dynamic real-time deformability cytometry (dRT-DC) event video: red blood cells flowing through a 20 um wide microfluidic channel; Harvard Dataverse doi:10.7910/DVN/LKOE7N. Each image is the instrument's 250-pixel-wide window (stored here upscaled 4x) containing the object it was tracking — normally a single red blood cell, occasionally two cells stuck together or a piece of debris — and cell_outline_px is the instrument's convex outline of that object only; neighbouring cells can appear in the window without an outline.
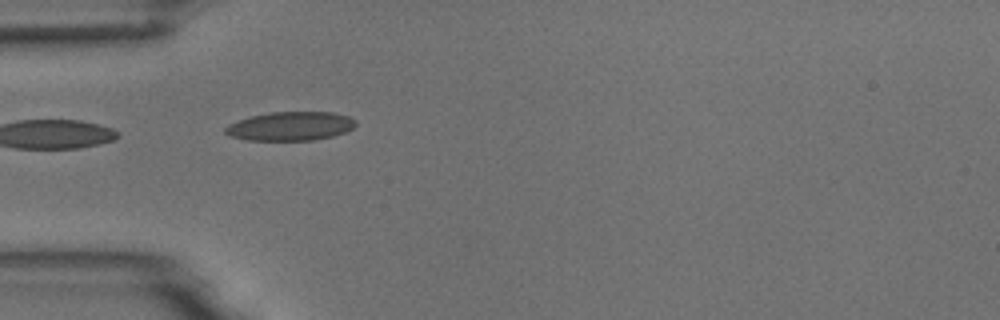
{"species": "common noctule bat (a hibernating species)", "species_latin": "Nyctalus noctula", "temperature_condition": "room temperature", "stored_images_in_passage": 15, "camera_frame_rate_fps": 3000, "um_per_image_px": 0.085, "animal": {"sex": "male", "body_mass_g": 18.8}, "frame": {"image": 1, "passage_image": 5, "time_ms": 5.333, "image_size_px": [1000, 320], "cell_outline_px": [[356, 124], [352, 128], [344, 132], [332, 136], [312, 140], [248, 140], [228, 136], [224, 132], [224, 128], [228, 124], [252, 116], [268, 112], [332, 112], [348, 116], [356, 120]], "centroid_in_image_um": [24.66, 10.72], "position_along_channel_um": 60.3, "area_um2": 21.85}}
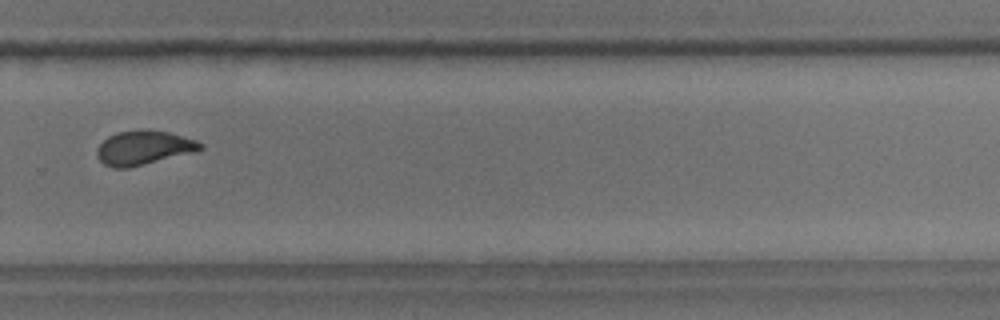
{"frame": {"image": 2, "passage_image": 11, "time_ms": 12.333, "image_size_px": [1000, 320], "cell_outline_px": [[204, 148], [192, 152], [128, 168], [112, 168], [104, 164], [96, 156], [96, 148], [108, 136], [116, 132], [148, 128], [168, 132], [196, 140], [204, 144]], "centroid_in_image_um": [12.18, 12.54], "position_along_channel_um": 317.6, "area_um2": 20.63}}
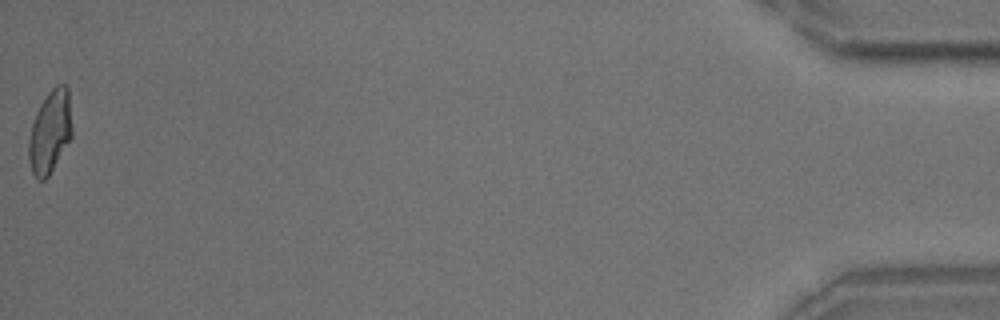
{"frame": {"image": 3, "passage_image": 15, "time_ms": 18.0, "image_size_px": [1000, 320], "cell_outline_px": [[72, 136], [48, 176], [44, 180], [36, 180], [32, 172], [28, 160], [28, 140], [32, 124], [36, 112], [40, 104], [48, 92], [56, 84], [64, 84], [68, 88], [72, 128]], "centroid_in_image_um": [4.24, 11.2], "position_along_channel_um": 431.0, "area_um2": 20.92}, "authors_computed_cell_mechanics": {"area_um2": 20.9814, "velocity_mm_per_s": 3.706, "shape_relaxation_time_tau1_ms": 5.9265, "shape_relaxation_time_tau2_ms": 0.9606, "deformation_change_tau1": 0.1399, "deformation_change_tau2": 0.0606}}